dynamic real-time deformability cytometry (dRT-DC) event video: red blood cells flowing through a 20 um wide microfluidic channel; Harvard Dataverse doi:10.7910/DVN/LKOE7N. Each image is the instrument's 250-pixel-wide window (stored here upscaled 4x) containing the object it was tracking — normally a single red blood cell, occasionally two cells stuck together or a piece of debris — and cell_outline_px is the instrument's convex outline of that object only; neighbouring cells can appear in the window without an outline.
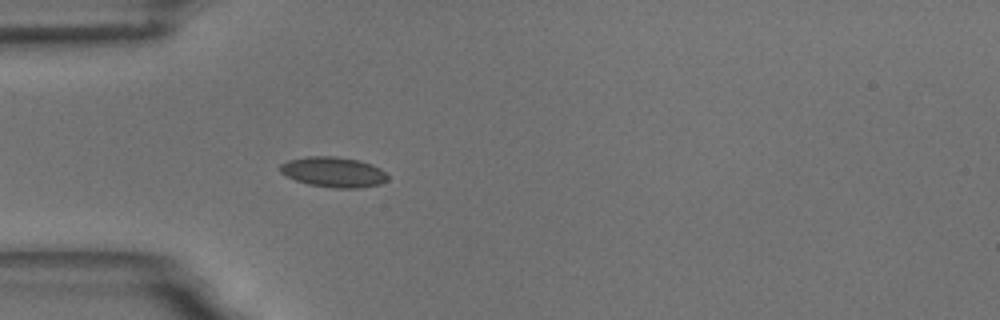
{"species": "common noctule bat (a hibernating species)", "species_latin": "Nyctalus noctula", "temperature_condition": "room temperature", "stored_images_in_passage": 40, "camera_frame_rate_fps": 3000, "um_per_image_px": 0.085, "animal": {"sex": "male", "body_mass_g": 18.8}, "frame": {"image": 1, "passage_image": 1, "time_ms": 0.0, "image_size_px": [1000, 320], "cell_outline_px": [[388, 180], [380, 184], [360, 188], [332, 188], [308, 184], [296, 180], [280, 172], [280, 164], [288, 160], [308, 156], [336, 156], [356, 160], [372, 164], [380, 168], [388, 176]], "centroid_in_image_um": [28.35, 14.63], "position_along_channel_um": 56.6, "area_um2": 18.96}}
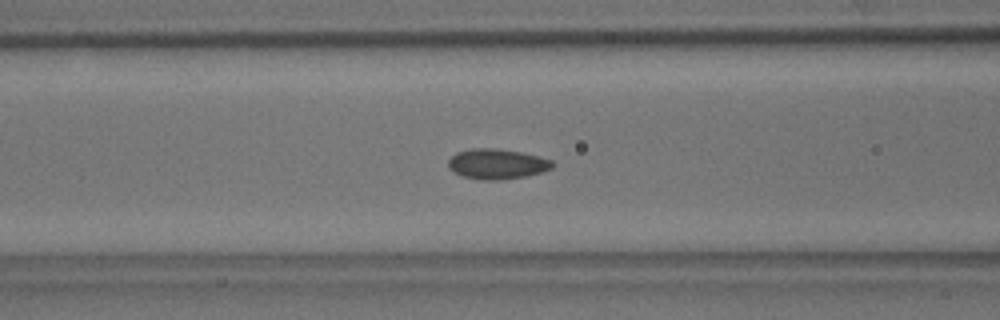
{"frame": {"image": 2, "passage_image": 7, "time_ms": 2.0, "image_size_px": [1000, 320], "cell_outline_px": [[556, 164], [552, 168], [540, 172], [524, 176], [500, 180], [480, 180], [464, 176], [452, 172], [448, 168], [448, 160], [456, 152], [472, 148], [496, 148], [520, 152], [552, 160]], "centroid_in_image_um": [42.21, 13.93], "position_along_channel_um": 124.4, "area_um2": 18.32}}
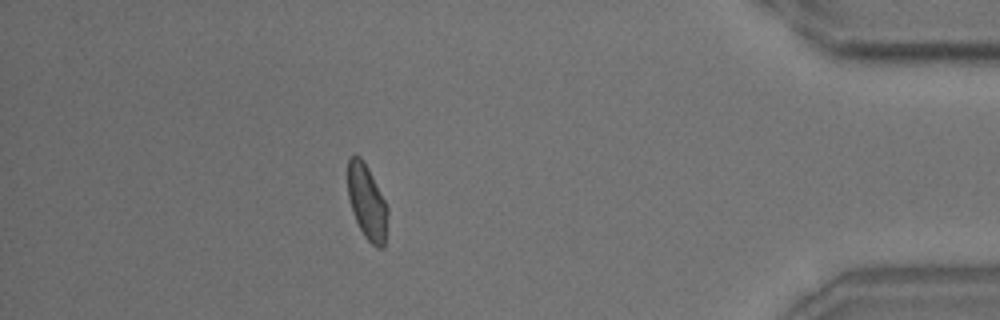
{"frame": {"image": 3, "passage_image": 34, "time_ms": 11.0, "image_size_px": [1000, 320], "cell_outline_px": [[388, 216], [384, 248], [380, 248], [372, 244], [364, 236], [356, 220], [348, 196], [348, 156], [360, 156], [368, 168], [388, 208]], "centroid_in_image_um": [31.2, 17.19], "position_along_channel_um": 404.0, "area_um2": 17.11}, "authors_computed_cell_mechanics": {"area_um2": 17.7157, "velocity_mm_per_s": 3.6039, "shape_relaxation_time_tau1_ms": 5.5459, "shape_relaxation_time_tau2_ms": 1.6448, "deformation_change_tau1": 0.0805, "deformation_change_tau2": 0.0621}}